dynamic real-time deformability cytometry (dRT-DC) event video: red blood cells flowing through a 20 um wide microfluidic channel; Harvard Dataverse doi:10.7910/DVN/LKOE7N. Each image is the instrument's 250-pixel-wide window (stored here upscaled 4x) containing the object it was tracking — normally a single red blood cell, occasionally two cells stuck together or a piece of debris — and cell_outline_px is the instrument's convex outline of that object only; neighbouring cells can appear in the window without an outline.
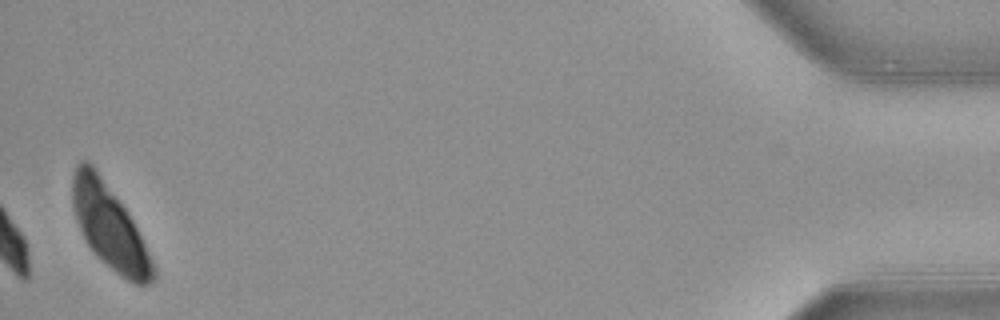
{"species": "common noctule bat (a hibernating species)", "species_latin": "Nyctalus noctula", "temperature_condition": "warm", "stored_images_in_passage": 37, "camera_frame_rate_fps": 3000, "um_per_image_px": 0.085, "animal": {"sex": "female", "body_mass_g": 21.9}, "frame": {"image": 1, "passage_image": 37, "time_ms": 12.0, "image_size_px": [1000, 320], "cell_outline_px": [[156, 280], [152, 284], [132, 284], [120, 276], [96, 256], [88, 244], [80, 228], [72, 208], [72, 176], [76, 164], [80, 160], [88, 160], [96, 168], [124, 208], [132, 220], [156, 268]], "centroid_in_image_um": [9.3, 19.27], "position_along_channel_um": 425.9, "area_um2": 39.25}, "authors_computed_cell_mechanics": {"area_um2": 25.6054, "velocity_mm_per_s": 3.8666, "shape_relaxation_time_tau1_ms": 2.5774, "shape_relaxation_time_tau2_ms": null, "deformation_change_tau1": 0.065, "deformation_change_tau2": null}}